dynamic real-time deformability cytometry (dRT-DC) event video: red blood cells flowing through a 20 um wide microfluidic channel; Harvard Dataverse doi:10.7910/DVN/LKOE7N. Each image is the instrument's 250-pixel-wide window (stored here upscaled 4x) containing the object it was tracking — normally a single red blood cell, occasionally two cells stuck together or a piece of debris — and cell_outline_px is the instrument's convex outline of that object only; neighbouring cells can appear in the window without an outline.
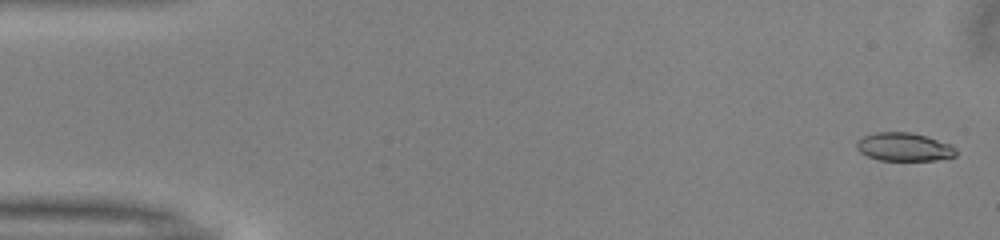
{"species": "common noctule bat (a hibernating species)", "species_latin": "Nyctalus noctula", "temperature_condition": "warm", "stored_images_in_passage": 14, "camera_frame_rate_fps": 3000, "um_per_image_px": 0.085, "animal": {"sex": "male", "body_mass_g": 13.0, "forearm_length_mm": 53.1}, "frame": {"image": 1, "passage_image": 2, "time_ms": 0.333, "image_size_px": [1000, 240], "cell_outline_px": [[956, 156], [936, 160], [880, 160], [868, 156], [860, 152], [856, 148], [856, 140], [864, 136], [876, 132], [912, 132], [952, 144], [956, 148]], "centroid_in_image_um": [76.85, 12.48], "position_along_channel_um": 8.2, "area_um2": 16.47}}
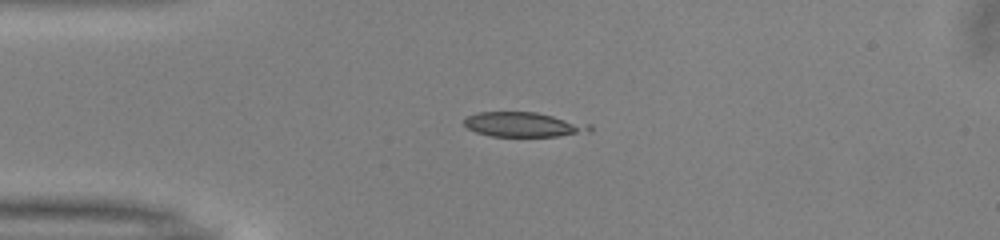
{"frame": {"image": 2, "passage_image": 13, "time_ms": 4.0, "image_size_px": [1000, 240], "cell_outline_px": [[592, 132], [556, 136], [492, 136], [476, 132], [468, 128], [464, 124], [464, 120], [468, 116], [476, 112], [536, 112], [592, 124]], "centroid_in_image_um": [44.54, 10.58], "position_along_channel_um": 40.5, "area_um2": 18.09}}